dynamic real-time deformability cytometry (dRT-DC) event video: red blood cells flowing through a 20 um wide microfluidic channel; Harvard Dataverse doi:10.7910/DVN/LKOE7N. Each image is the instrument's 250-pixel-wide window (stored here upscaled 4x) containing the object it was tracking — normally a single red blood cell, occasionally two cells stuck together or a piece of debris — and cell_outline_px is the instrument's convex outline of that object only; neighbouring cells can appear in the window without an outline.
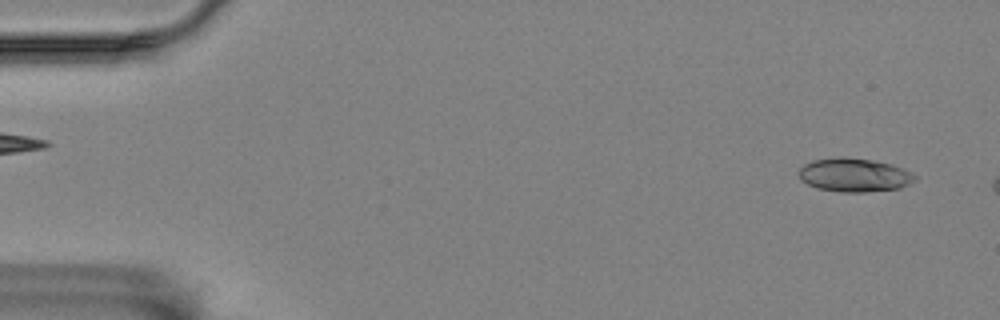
{"species": "Egyptian fruit bat (a non-hibernating species)", "species_latin": "Rousettus aegyptiacus", "temperature_condition": "room temperature", "stored_images_in_passage": 8, "camera_frame_rate_fps": 3000, "um_per_image_px": 0.085, "animal": {"sex": "female"}, "frame": {"image": 1, "passage_image": 2, "time_ms": 0.333, "image_size_px": [1000, 320], "cell_outline_px": [[916, 180], [900, 188], [864, 192], [840, 192], [816, 188], [800, 180], [800, 168], [804, 164], [812, 160], [840, 156], [844, 156], [872, 160], [892, 164], [904, 168], [912, 172], [916, 176]], "centroid_in_image_um": [72.62, 14.87], "position_along_channel_um": 12.4, "area_um2": 22.95}}